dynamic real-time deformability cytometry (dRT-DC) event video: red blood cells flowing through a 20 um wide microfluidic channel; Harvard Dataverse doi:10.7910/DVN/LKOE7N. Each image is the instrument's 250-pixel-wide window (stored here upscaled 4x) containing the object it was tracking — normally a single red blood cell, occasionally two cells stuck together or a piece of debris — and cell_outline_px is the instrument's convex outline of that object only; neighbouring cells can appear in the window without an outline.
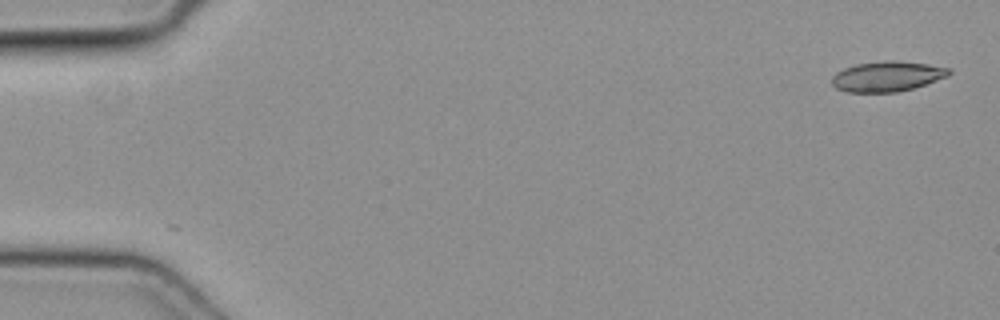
{"species": "common noctule bat (a hibernating species)", "species_latin": "Nyctalus noctula", "temperature_condition": "cold", "stored_images_in_passage": 9, "camera_frame_rate_fps": 3000, "um_per_image_px": 0.085, "animal": {"sex": "female", "body_mass_g": 19.3, "forearm_length_mm": 54.1}, "frame": {"image": 1, "passage_image": 1, "time_ms": 0.0, "image_size_px": [1000, 320], "cell_outline_px": [[952, 72], [948, 76], [912, 88], [896, 92], [848, 92], [836, 88], [832, 84], [832, 76], [836, 72], [844, 68], [856, 64], [884, 60], [896, 60], [928, 64], [952, 68]], "centroid_in_image_um": [75.41, 6.48], "position_along_channel_um": 9.6, "area_um2": 20.63}}